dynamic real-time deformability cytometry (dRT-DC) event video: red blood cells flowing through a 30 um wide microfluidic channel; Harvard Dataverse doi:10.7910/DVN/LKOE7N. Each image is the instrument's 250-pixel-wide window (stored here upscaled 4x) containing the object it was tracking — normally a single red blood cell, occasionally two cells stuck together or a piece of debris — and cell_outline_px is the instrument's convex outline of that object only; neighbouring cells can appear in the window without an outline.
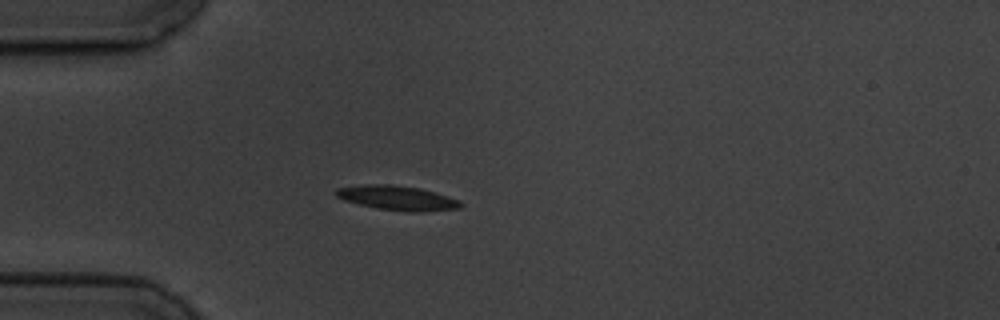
{"species": "common noctule bat (a hibernating species)", "species_latin": "Nyctalus noctula", "temperature_condition": "cold", "stored_images_in_passage": 4, "camera_frame_rate_fps": 3000, "um_per_image_px": 0.085, "animal": {"sex": "male", "body_mass_g": 19.5, "forearm_length_mm": 54.6}, "frame": {"image": 1, "passage_image": 4, "time_ms": 3.667, "image_size_px": [1000, 320], "cell_outline_px": [[464, 204], [460, 208], [424, 212], [408, 212], [376, 208], [344, 200], [336, 196], [336, 188], [360, 184], [392, 184], [420, 188], [448, 196], [460, 200]], "centroid_in_image_um": [33.79, 16.82], "position_along_channel_um": 51.2, "area_um2": 17.98}}